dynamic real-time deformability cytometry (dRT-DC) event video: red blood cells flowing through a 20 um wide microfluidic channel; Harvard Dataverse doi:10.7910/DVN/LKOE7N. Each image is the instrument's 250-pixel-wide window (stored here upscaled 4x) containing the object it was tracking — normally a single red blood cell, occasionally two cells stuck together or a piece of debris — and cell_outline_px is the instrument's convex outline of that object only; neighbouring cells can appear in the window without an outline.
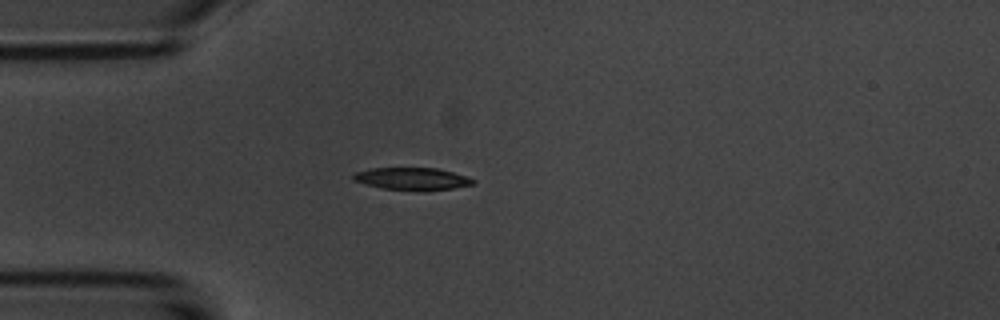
{"species": "common noctule bat (a hibernating species)", "species_latin": "Nyctalus noctula", "temperature_condition": "room temperature", "stored_images_in_passage": 4, "camera_frame_rate_fps": 3000, "um_per_image_px": 0.085, "animal": {"sex": "male", "body_mass_g": 20.1, "forearm_length_mm": 53.5}, "frame": {"image": 1, "passage_image": 4, "time_ms": 3.667, "image_size_px": [1000, 320], "cell_outline_px": [[476, 184], [452, 188], [424, 192], [384, 188], [352, 180], [352, 172], [372, 168], [436, 168], [468, 176], [476, 180]], "centroid_in_image_um": [35.07, 15.2], "position_along_channel_um": 49.9, "area_um2": 15.84}}